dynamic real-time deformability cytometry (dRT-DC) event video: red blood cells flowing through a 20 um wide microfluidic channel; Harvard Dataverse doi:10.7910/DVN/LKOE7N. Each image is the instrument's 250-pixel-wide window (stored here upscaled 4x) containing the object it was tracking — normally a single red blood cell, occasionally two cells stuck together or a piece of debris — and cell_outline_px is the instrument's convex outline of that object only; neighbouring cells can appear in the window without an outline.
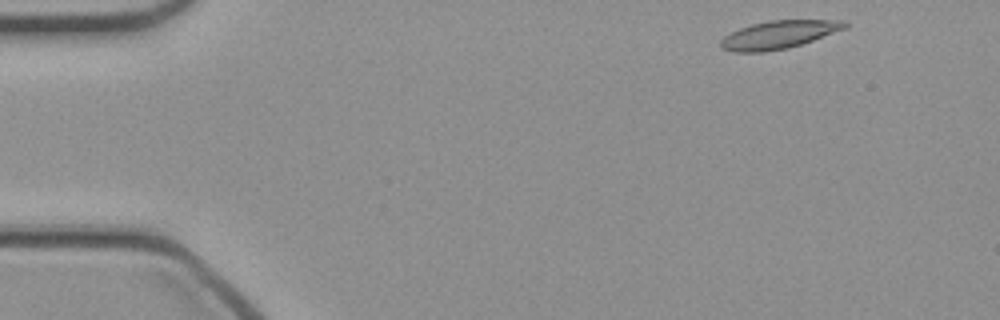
{"species": "common noctule bat (a hibernating species)", "species_latin": "Nyctalus noctula", "temperature_condition": "cold", "stored_images_in_passage": 44, "camera_frame_rate_fps": 3000, "um_per_image_px": 0.085, "animal": {"sex": "female", "body_mass_g": 21.9}, "frame": {"image": 1, "passage_image": 1, "time_ms": 0.0, "image_size_px": [1000, 320], "cell_outline_px": [[848, 24], [844, 28], [812, 40], [788, 48], [764, 52], [732, 52], [720, 48], [720, 40], [724, 36], [740, 28], [752, 24], [772, 20], [844, 20]], "centroid_in_image_um": [66.13, 2.95], "position_along_channel_um": 18.9, "area_um2": 20.0}}
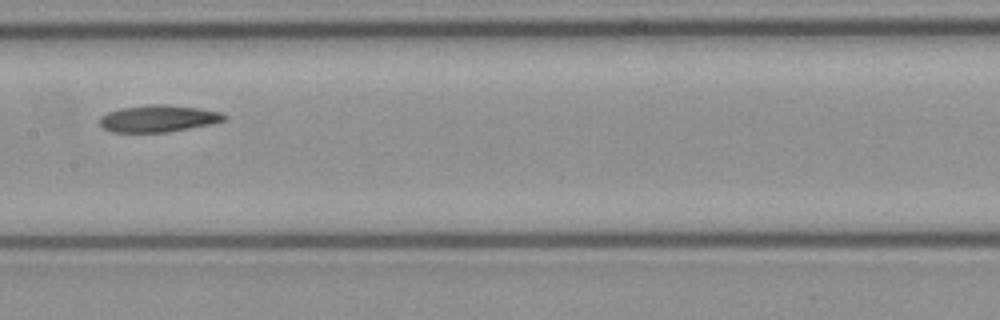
{"frame": {"image": 2, "passage_image": 20, "time_ms": 6.333, "image_size_px": [1000, 320], "cell_outline_px": [[228, 116], [224, 120], [208, 124], [168, 132], [112, 132], [104, 128], [100, 124], [100, 116], [108, 112], [120, 108], [148, 104], [164, 104], [200, 108], [220, 112]], "centroid_in_image_um": [13.43, 10.06], "position_along_channel_um": 194.0, "area_um2": 19.42}}
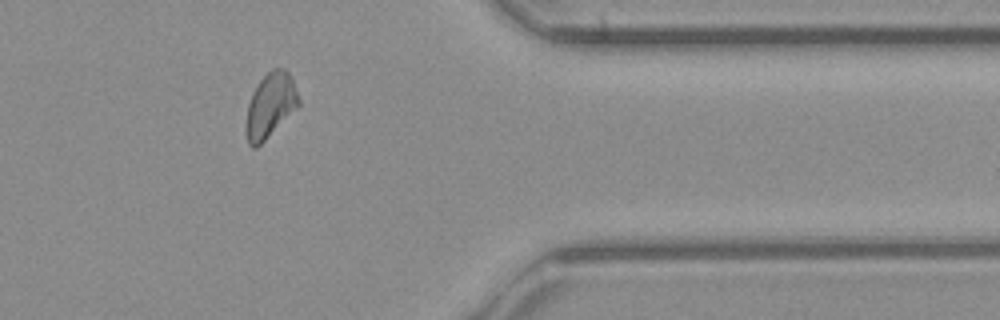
{"frame": {"image": 3, "passage_image": 35, "time_ms": 11.333, "image_size_px": [1000, 320], "cell_outline_px": [[300, 104], [256, 148], [252, 148], [248, 144], [244, 128], [248, 104], [252, 92], [260, 80], [272, 68], [284, 68], [288, 72], [292, 80], [300, 100]], "centroid_in_image_um": [22.94, 8.96], "position_along_channel_um": 388.5, "area_um2": 19.59}}